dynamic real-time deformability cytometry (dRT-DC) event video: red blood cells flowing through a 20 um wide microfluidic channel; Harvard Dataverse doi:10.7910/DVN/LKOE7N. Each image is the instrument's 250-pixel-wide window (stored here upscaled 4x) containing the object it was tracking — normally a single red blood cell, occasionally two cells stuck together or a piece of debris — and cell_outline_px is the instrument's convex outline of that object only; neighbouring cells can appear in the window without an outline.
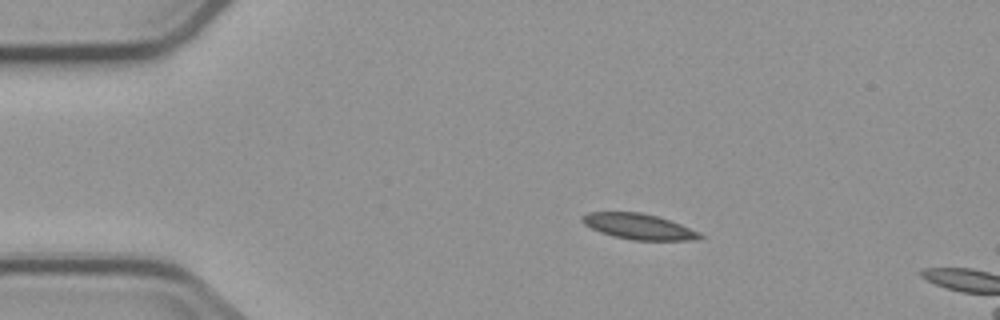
{"species": "common noctule bat (a hibernating species)", "species_latin": "Nyctalus noctula", "temperature_condition": "cold", "stored_images_in_passage": 10, "camera_frame_rate_fps": 3000, "um_per_image_px": 0.085, "animal": {"sex": "male", "body_mass_g": 23.1, "forearm_length_mm": 52.7}, "frame": {"image": 1, "passage_image": 2, "time_ms": 2.333, "image_size_px": [1000, 320], "cell_outline_px": [[704, 236], [688, 240], [632, 240], [612, 236], [600, 232], [584, 224], [580, 220], [580, 216], [588, 212], [640, 212], [656, 216], [680, 224], [700, 232]], "centroid_in_image_um": [54.23, 19.25], "position_along_channel_um": 30.8, "area_um2": 17.46}}
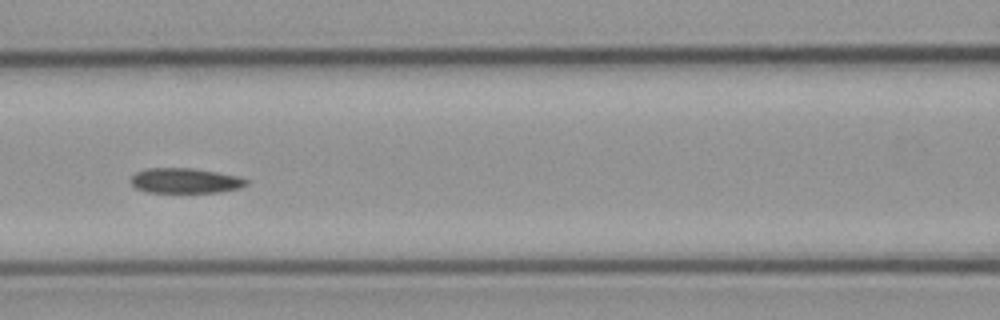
{"frame": {"image": 2, "passage_image": 6, "time_ms": 7.0, "image_size_px": [1000, 320], "cell_outline_px": [[248, 184], [240, 188], [216, 192], [144, 192], [136, 188], [132, 184], [132, 176], [136, 172], [148, 168], [192, 168], [216, 172], [236, 176], [248, 180]], "centroid_in_image_um": [15.73, 15.36], "position_along_channel_um": 150.9, "area_um2": 16.7}}
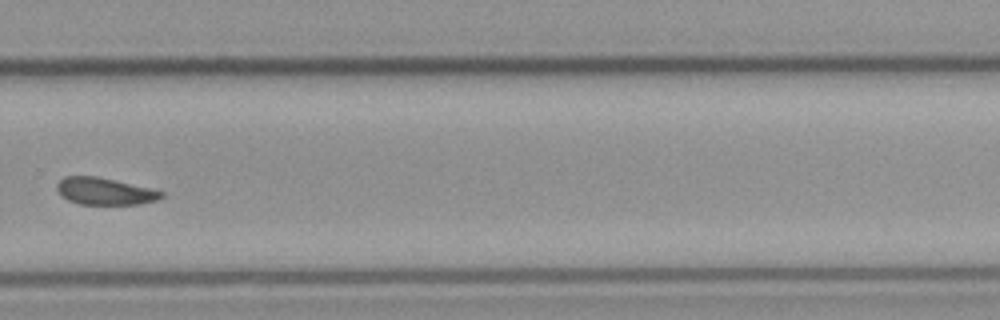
{"frame": {"image": 3, "passage_image": 10, "time_ms": 11.667, "image_size_px": [1000, 320], "cell_outline_px": [[164, 196], [156, 200], [140, 204], [80, 204], [68, 200], [60, 196], [56, 188], [56, 184], [64, 176], [96, 176], [148, 188], [164, 192]], "centroid_in_image_um": [8.85, 16.26], "position_along_channel_um": 320.9, "area_um2": 16.3}}